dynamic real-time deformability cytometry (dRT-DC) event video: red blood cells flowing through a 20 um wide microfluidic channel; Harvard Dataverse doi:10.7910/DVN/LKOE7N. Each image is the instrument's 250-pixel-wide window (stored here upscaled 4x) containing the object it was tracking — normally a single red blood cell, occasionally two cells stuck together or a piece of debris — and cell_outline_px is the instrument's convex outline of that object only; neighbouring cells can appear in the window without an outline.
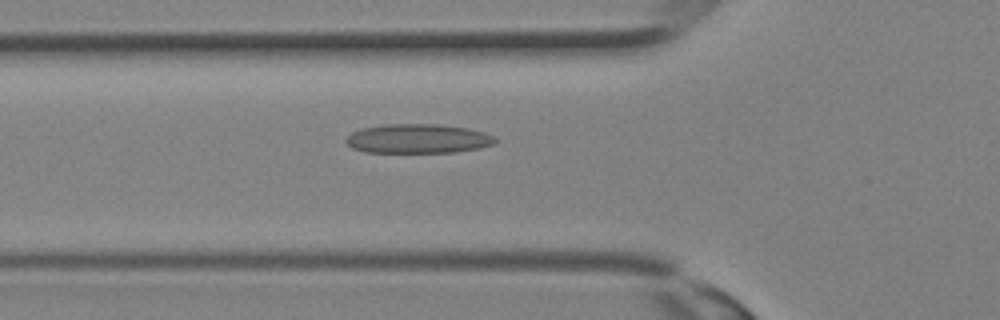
{"species": "Egyptian fruit bat (a non-hibernating species)", "species_latin": "Rousettus aegyptiacus", "temperature_condition": "room temperature", "stored_images_in_passage": 27, "camera_frame_rate_fps": 3000, "um_per_image_px": 0.085, "animal": {"sex": "female"}, "frame": {"image": 1, "passage_image": 6, "time_ms": 1.667, "image_size_px": [1000, 320], "cell_outline_px": [[496, 140], [492, 144], [480, 148], [456, 152], [364, 152], [352, 148], [344, 140], [352, 132], [364, 128], [384, 124], [440, 124], [468, 128], [484, 132], [496, 136]], "centroid_in_image_um": [35.54, 11.78], "position_along_channel_um": 90.3, "area_um2": 25.49}}
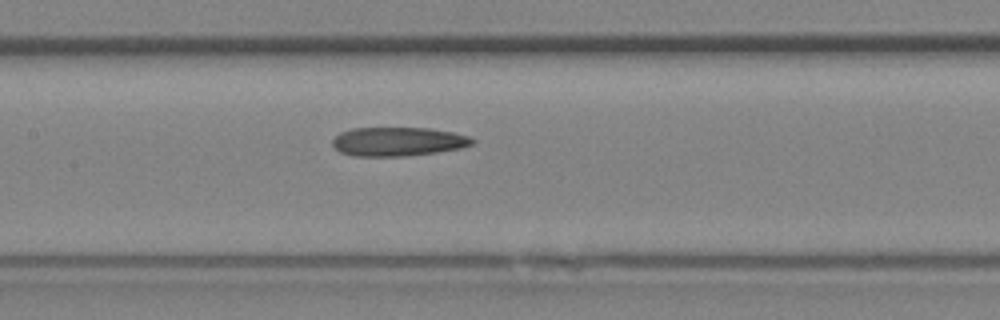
{"frame": {"image": 2, "passage_image": 10, "time_ms": 3.0, "image_size_px": [1000, 320], "cell_outline_px": [[476, 140], [472, 144], [460, 148], [436, 152], [404, 156], [356, 156], [340, 152], [332, 144], [332, 140], [340, 132], [352, 128], [432, 128], [472, 136]], "centroid_in_image_um": [33.85, 12.02], "position_along_channel_um": 173.5, "area_um2": 23.58}}
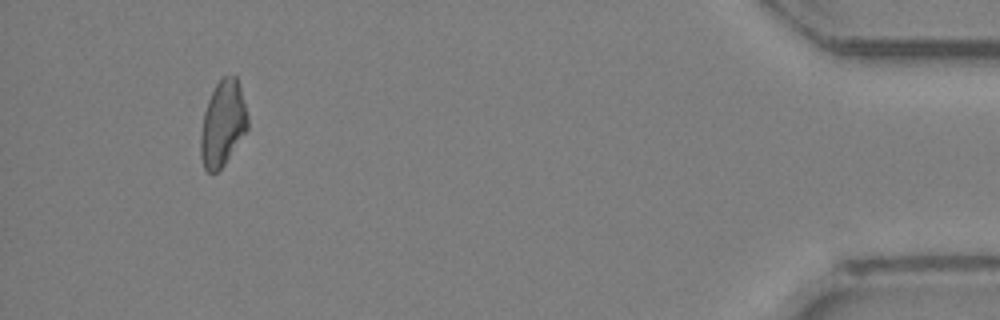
{"frame": {"image": 3, "passage_image": 25, "time_ms": 8.0, "image_size_px": [1000, 320], "cell_outline_px": [[248, 128], [224, 164], [216, 172], [208, 172], [204, 168], [200, 156], [200, 136], [204, 112], [208, 100], [216, 84], [224, 76], [236, 76], [240, 88], [248, 116]], "centroid_in_image_um": [18.92, 10.51], "position_along_channel_um": 416.3, "area_um2": 23.12}}